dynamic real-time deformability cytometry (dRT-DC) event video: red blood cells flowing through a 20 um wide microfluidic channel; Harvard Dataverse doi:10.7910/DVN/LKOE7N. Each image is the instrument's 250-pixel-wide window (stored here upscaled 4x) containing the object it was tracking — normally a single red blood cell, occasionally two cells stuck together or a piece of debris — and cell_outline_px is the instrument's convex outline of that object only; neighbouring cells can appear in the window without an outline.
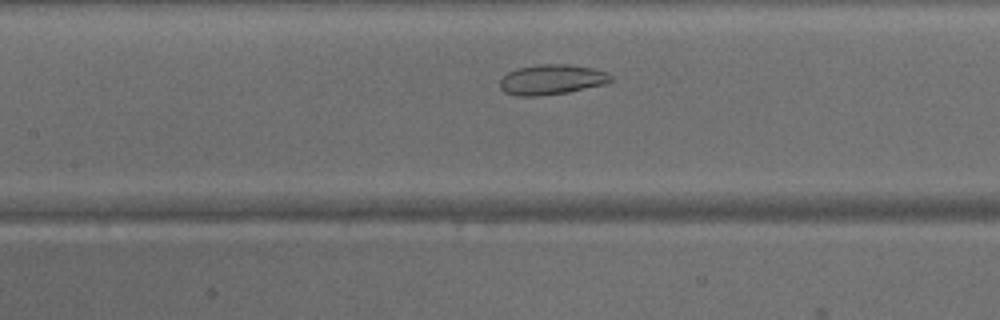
{"species": "common noctule bat (a hibernating species)", "species_latin": "Nyctalus noctula", "temperature_condition": "warm", "stored_images_in_passage": 30, "camera_frame_rate_fps": 3000, "um_per_image_px": 0.085, "animal": {"sex": "male", "body_mass_g": 15.6}, "frame": {"image": 1, "passage_image": 11, "time_ms": 3.333, "image_size_px": [1000, 320], "cell_outline_px": [[612, 80], [604, 84], [568, 92], [536, 96], [516, 96], [504, 92], [500, 88], [500, 80], [508, 72], [516, 68], [536, 64], [568, 64], [592, 68], [608, 72], [612, 76]], "centroid_in_image_um": [46.87, 6.75], "position_along_channel_um": 160.5, "area_um2": 19.54}}
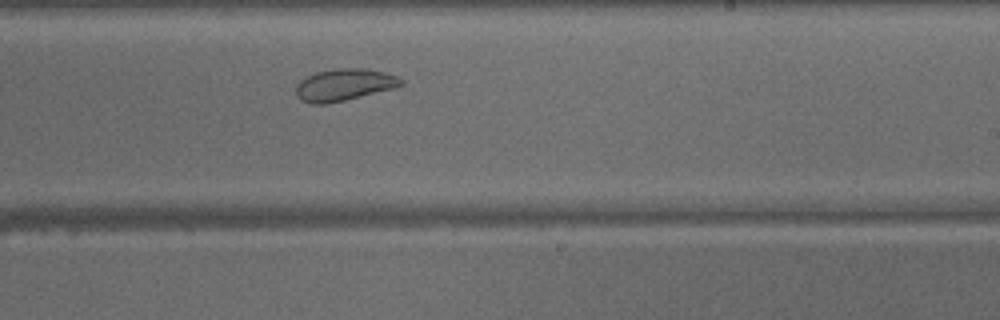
{"frame": {"image": 2, "passage_image": 18, "time_ms": 5.667, "image_size_px": [1000, 320], "cell_outline_px": [[404, 84], [392, 88], [344, 100], [324, 104], [312, 104], [300, 100], [296, 96], [296, 84], [300, 80], [316, 72], [332, 68], [364, 68], [384, 72], [396, 76], [404, 80]], "centroid_in_image_um": [29.21, 7.2], "position_along_channel_um": 259.8, "area_um2": 19.48}}
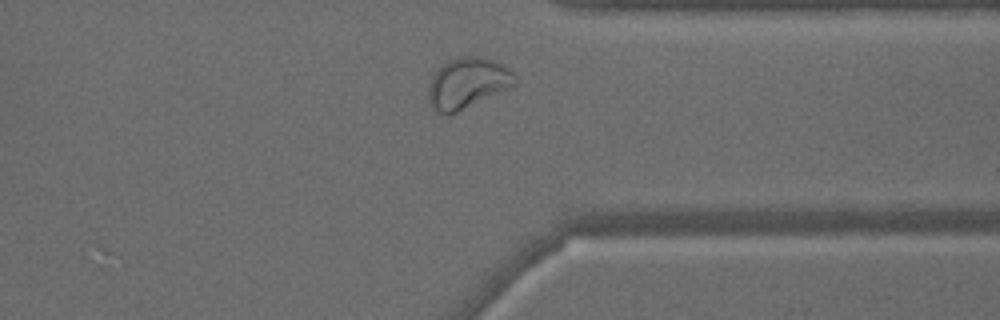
{"frame": {"image": 3, "passage_image": 26, "time_ms": 8.333, "image_size_px": [1000, 320], "cell_outline_px": [[520, 80], [516, 88], [448, 116], [432, 108], [428, 100], [428, 88], [432, 76], [436, 68], [448, 60], [464, 56], [480, 56], [492, 60], [508, 68]], "centroid_in_image_um": [39.8, 7.09], "position_along_channel_um": 371.6, "area_um2": 26.47}}